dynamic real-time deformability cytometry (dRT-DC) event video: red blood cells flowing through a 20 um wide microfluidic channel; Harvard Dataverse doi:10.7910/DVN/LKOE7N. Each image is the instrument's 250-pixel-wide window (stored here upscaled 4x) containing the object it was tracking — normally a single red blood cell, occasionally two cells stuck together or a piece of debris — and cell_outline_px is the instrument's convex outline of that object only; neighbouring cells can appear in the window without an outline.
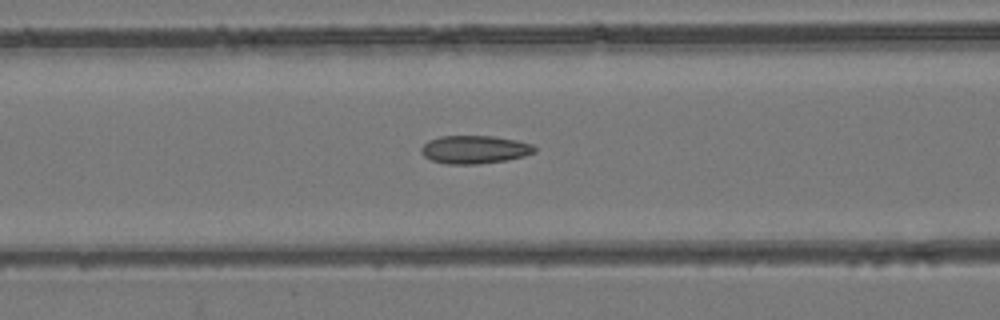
{"species": "common noctule bat (a hibernating species)", "species_latin": "Nyctalus noctula", "temperature_condition": "room temperature", "stored_images_in_passage": 49, "camera_frame_rate_fps": 3000, "um_per_image_px": 0.085, "animal": {"sex": "female", "body_mass_g": 24.6, "forearm_length_mm": 56.2}, "frame": {"image": 1, "passage_image": 17, "time_ms": 5.333, "image_size_px": [1000, 320], "cell_outline_px": [[536, 152], [524, 156], [508, 160], [476, 164], [448, 164], [432, 160], [424, 156], [420, 148], [428, 140], [440, 136], [492, 136], [516, 140], [532, 144], [536, 148]], "centroid_in_image_um": [40.35, 12.71], "position_along_channel_um": 126.2, "area_um2": 18.55}}
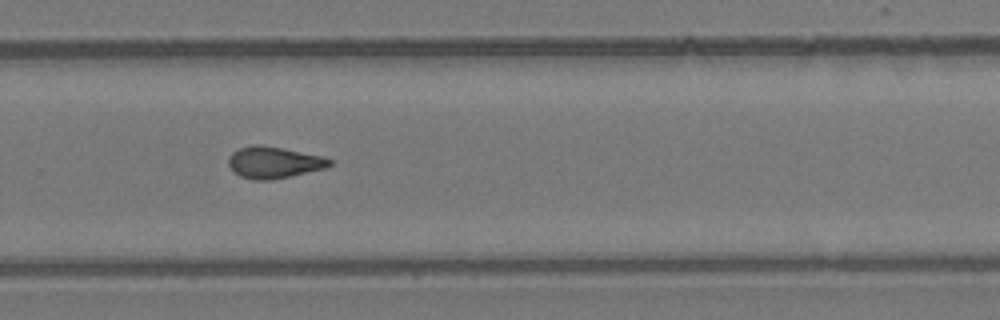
{"frame": {"image": 2, "passage_image": 31, "time_ms": 10.0, "image_size_px": [1000, 320], "cell_outline_px": [[332, 164], [324, 168], [272, 180], [256, 180], [240, 176], [228, 164], [228, 156], [232, 152], [240, 148], [252, 144], [260, 144], [284, 148], [324, 156], [332, 160]], "centroid_in_image_um": [23.28, 13.78], "position_along_channel_um": 306.5, "area_um2": 18.61}}
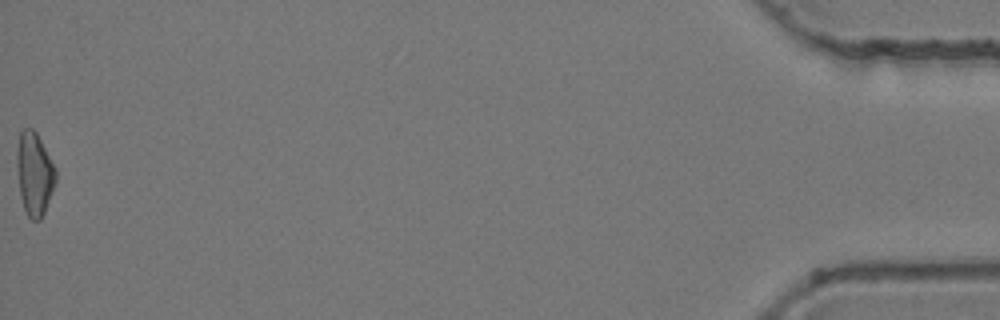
{"frame": {"image": 3, "passage_image": 49, "time_ms": 16.0, "image_size_px": [1000, 320], "cell_outline_px": [[56, 180], [44, 212], [40, 220], [32, 220], [28, 216], [24, 208], [20, 196], [16, 164], [16, 148], [20, 132], [24, 128], [32, 128], [36, 132], [56, 168]], "centroid_in_image_um": [2.9, 14.74], "position_along_channel_um": 432.3, "area_um2": 18.79}, "authors_computed_cell_mechanics": {"area_um2": 18.2648, "velocity_mm_per_s": 3.8852, "shape_relaxation_time_tau1_ms": null, "shape_relaxation_time_tau2_ms": 2.8216, "deformation_change_tau1": null, "deformation_change_tau2": 0.1023}}